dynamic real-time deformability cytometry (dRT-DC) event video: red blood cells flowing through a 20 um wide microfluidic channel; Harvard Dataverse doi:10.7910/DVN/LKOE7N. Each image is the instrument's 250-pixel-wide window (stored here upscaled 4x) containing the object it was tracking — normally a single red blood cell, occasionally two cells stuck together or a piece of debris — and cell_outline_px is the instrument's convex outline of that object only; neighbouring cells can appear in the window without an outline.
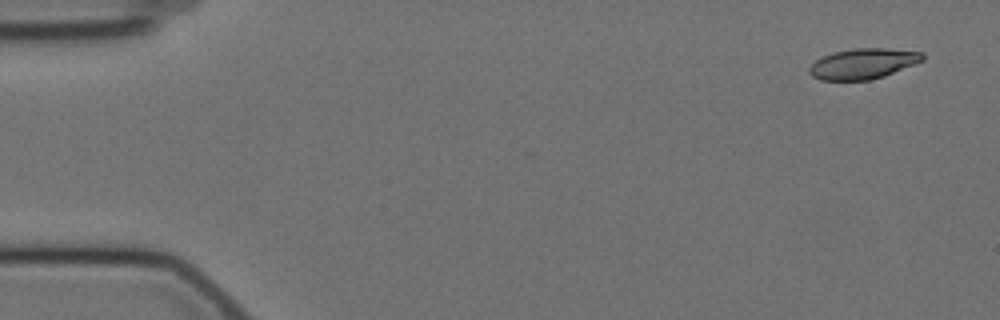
{"species": "Egyptian fruit bat (a non-hibernating species)", "species_latin": "Rousettus aegyptiacus", "temperature_condition": "cold", "stored_images_in_passage": 56, "camera_frame_rate_fps": 3000, "um_per_image_px": 0.085, "animal": {"sex": "female"}, "frame": {"image": 1, "passage_image": 1, "time_ms": 0.0, "image_size_px": [1000, 320], "cell_outline_px": [[924, 60], [884, 76], [872, 80], [820, 80], [812, 76], [808, 72], [808, 68], [816, 60], [832, 52], [852, 48], [884, 48], [924, 52]], "centroid_in_image_um": [73.35, 5.41], "position_along_channel_um": 11.6, "area_um2": 20.17}}
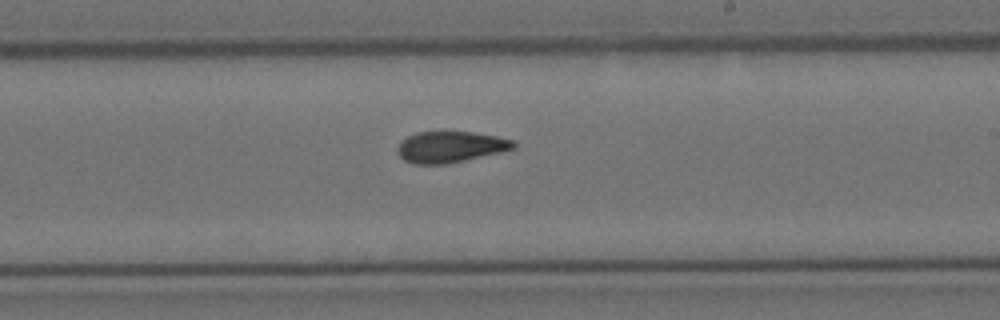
{"frame": {"image": 2, "passage_image": 32, "time_ms": 10.333, "image_size_px": [1000, 320], "cell_outline_px": [[516, 148], [500, 152], [444, 164], [416, 164], [404, 160], [400, 156], [396, 148], [408, 136], [416, 132], [472, 132], [496, 136], [516, 140]], "centroid_in_image_um": [38.31, 12.48], "position_along_channel_um": 250.7, "area_um2": 20.81}}
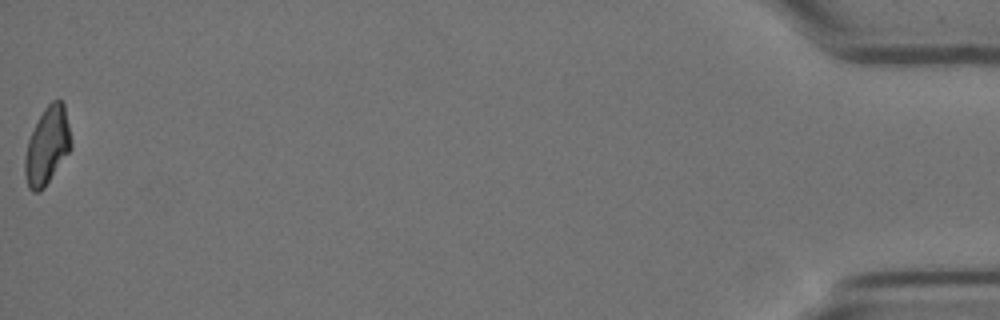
{"frame": {"image": 3, "passage_image": 56, "time_ms": 18.333, "image_size_px": [1000, 320], "cell_outline_px": [[72, 148], [44, 188], [40, 192], [32, 192], [28, 188], [24, 172], [24, 160], [28, 140], [44, 108], [52, 100], [60, 100], [64, 104], [72, 144]], "centroid_in_image_um": [4.01, 12.43], "position_along_channel_um": 431.2, "area_um2": 20.69}, "authors_computed_cell_mechanics": {"area_um2": 21.2126, "velocity_mm_per_s": 3.4905, "shape_relaxation_time_tau1_ms": 10.0102, "shape_relaxation_time_tau2_ms": 4.2033, "deformation_change_tau1": 0.2021, "deformation_change_tau2": 0.0972}}